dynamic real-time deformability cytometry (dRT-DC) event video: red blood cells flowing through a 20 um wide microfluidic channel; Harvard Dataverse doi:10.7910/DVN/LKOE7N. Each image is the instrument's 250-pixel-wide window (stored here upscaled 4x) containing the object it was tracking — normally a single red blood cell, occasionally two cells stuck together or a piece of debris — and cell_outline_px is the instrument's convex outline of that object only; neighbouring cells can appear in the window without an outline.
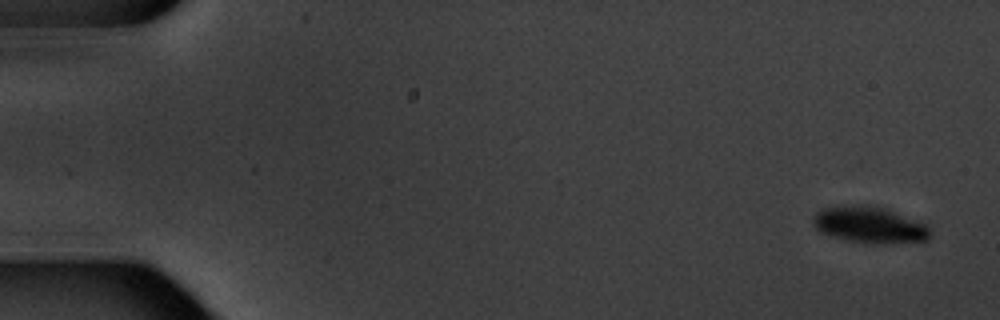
{"species": "common noctule bat (a hibernating species)", "species_latin": "Nyctalus noctula", "temperature_condition": "warm", "stored_images_in_passage": 10, "camera_frame_rate_fps": 3000, "um_per_image_px": 0.085, "animal": {"sex": "male", "body_mass_g": 20.1, "forearm_length_mm": 53.5}, "frame": {"image": 1, "passage_image": 1, "time_ms": 0.0, "image_size_px": [1000, 320], "cell_outline_px": [[932, 236], [928, 240], [892, 244], [872, 244], [848, 240], [820, 232], [816, 228], [812, 220], [816, 212], [820, 208], [852, 204], [868, 204], [884, 208], [928, 224], [932, 232]], "centroid_in_image_um": [73.96, 19.11], "position_along_channel_um": 11.0, "area_um2": 25.32}}
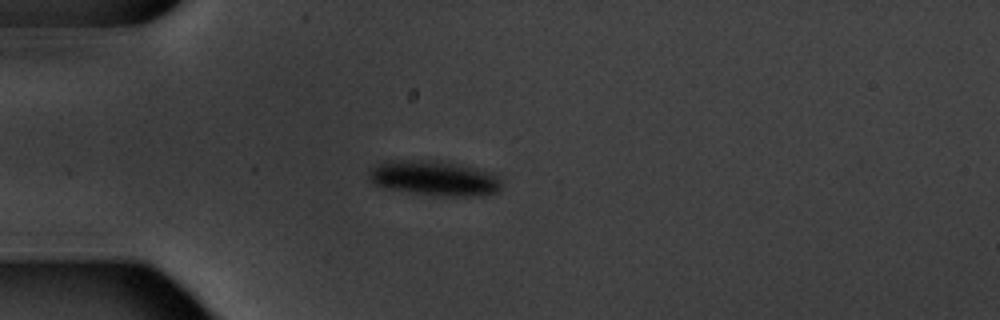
{"frame": {"image": 2, "passage_image": 5, "time_ms": 4.667, "image_size_px": [1000, 320], "cell_outline_px": [[500, 188], [496, 192], [484, 196], [440, 196], [384, 188], [372, 184], [368, 180], [368, 168], [384, 160], [444, 160], [488, 172], [500, 176]], "centroid_in_image_um": [36.84, 15.13], "position_along_channel_um": 48.2, "area_um2": 27.51}}